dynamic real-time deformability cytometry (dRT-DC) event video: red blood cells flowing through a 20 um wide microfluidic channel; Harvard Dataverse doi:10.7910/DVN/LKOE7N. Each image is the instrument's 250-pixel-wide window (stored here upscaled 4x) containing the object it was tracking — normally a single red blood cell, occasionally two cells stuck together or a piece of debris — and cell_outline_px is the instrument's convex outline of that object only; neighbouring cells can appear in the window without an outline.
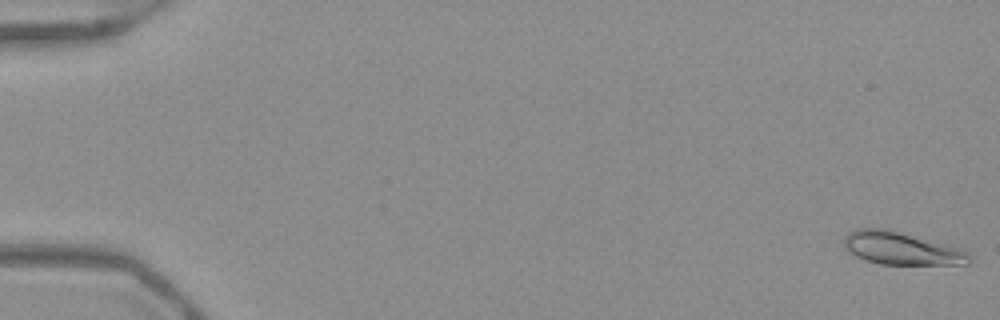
{"species": "Egyptian fruit bat (a non-hibernating species)", "species_latin": "Rousettus aegyptiacus", "temperature_condition": "warm", "stored_images_in_passage": 53, "camera_frame_rate_fps": 3000, "um_per_image_px": 0.085, "frame": {"image": 1, "passage_image": 1, "time_ms": 0.0, "image_size_px": [1000, 320], "cell_outline_px": [[972, 260], [968, 264], [880, 264], [864, 260], [848, 252], [844, 248], [844, 240], [848, 232], [856, 228], [884, 228], [960, 248], [968, 252], [972, 256]], "centroid_in_image_um": [76.6, 21.12], "position_along_channel_um": 8.4, "area_um2": 23.81}}
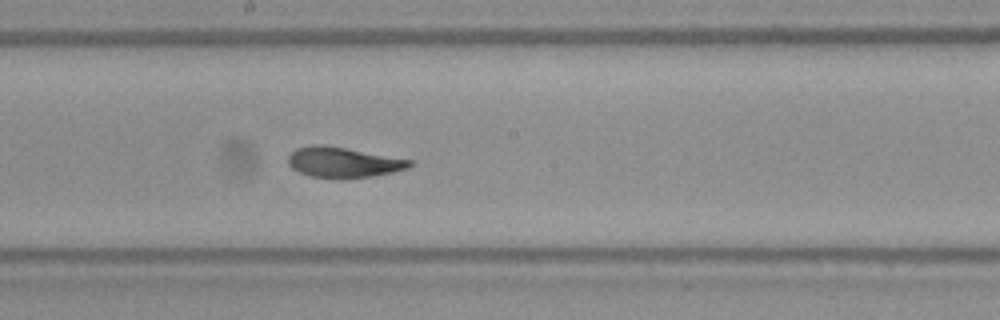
{"frame": {"image": 2, "passage_image": 30, "time_ms": 9.667, "image_size_px": [1000, 320], "cell_outline_px": [[412, 164], [408, 168], [392, 172], [372, 176], [340, 180], [312, 176], [300, 172], [292, 168], [288, 164], [288, 156], [296, 148], [312, 144], [324, 144], [412, 160]], "centroid_in_image_um": [29.15, 13.8], "position_along_channel_um": 219.1, "area_um2": 21.68}}
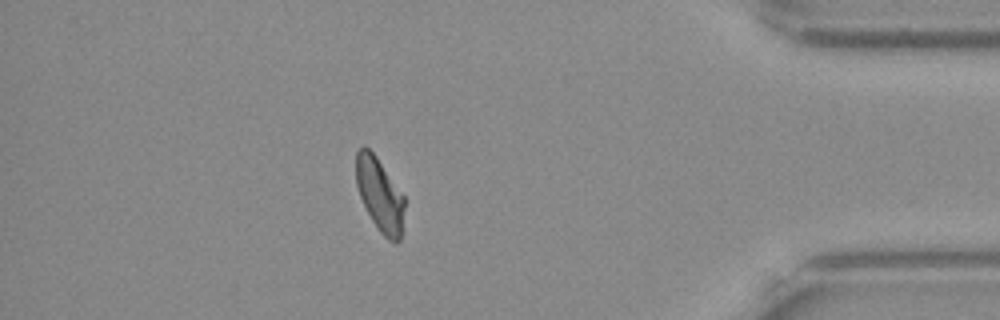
{"frame": {"image": 3, "passage_image": 47, "time_ms": 15.333, "image_size_px": [1000, 320], "cell_outline_px": [[404, 208], [400, 240], [396, 244], [388, 240], [380, 232], [372, 220], [360, 196], [356, 184], [356, 152], [364, 144], [376, 156], [404, 196]], "centroid_in_image_um": [32.27, 16.55], "position_along_channel_um": 402.9, "area_um2": 20.52}, "authors_computed_cell_mechanics": {"area_um2": 22.1952, "velocity_mm_per_s": 3.9034, "shape_relaxation_time_tau1_ms": 5.4005, "shape_relaxation_time_tau2_ms": 1.7671, "deformation_change_tau1": 0.1741, "deformation_change_tau2": 0.0636}}